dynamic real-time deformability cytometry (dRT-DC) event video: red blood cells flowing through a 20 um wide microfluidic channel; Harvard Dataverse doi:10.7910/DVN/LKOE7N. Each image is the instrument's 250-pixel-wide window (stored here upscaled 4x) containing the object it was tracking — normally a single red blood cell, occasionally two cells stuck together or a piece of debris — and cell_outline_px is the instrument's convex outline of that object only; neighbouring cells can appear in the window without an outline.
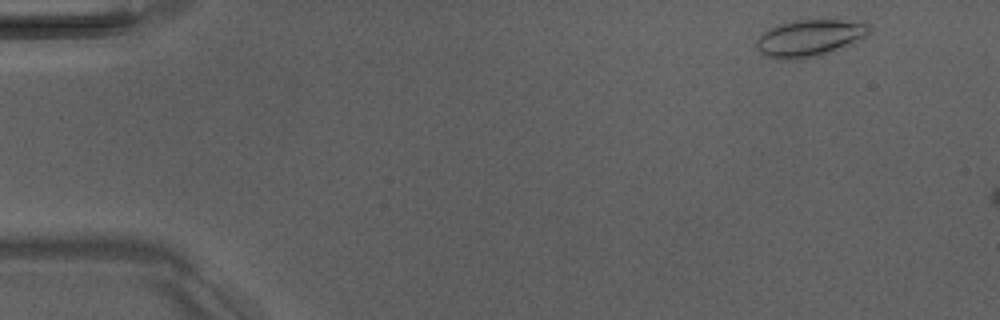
{"species": "Egyptian fruit bat (a non-hibernating species)", "species_latin": "Rousettus aegyptiacus", "temperature_condition": "room temperature", "stored_images_in_passage": 4, "camera_frame_rate_fps": 3000, "um_per_image_px": 0.085, "animal": {"sex": "male"}, "frame": {"image": 1, "passage_image": 1, "time_ms": 0.0, "image_size_px": [1000, 320], "cell_outline_px": [[872, 32], [868, 36], [816, 56], [800, 60], [776, 60], [764, 56], [756, 48], [756, 40], [768, 28], [776, 24], [796, 20], [864, 20], [872, 28]], "centroid_in_image_um": [68.8, 3.22], "position_along_channel_um": 16.2, "area_um2": 24.57}}